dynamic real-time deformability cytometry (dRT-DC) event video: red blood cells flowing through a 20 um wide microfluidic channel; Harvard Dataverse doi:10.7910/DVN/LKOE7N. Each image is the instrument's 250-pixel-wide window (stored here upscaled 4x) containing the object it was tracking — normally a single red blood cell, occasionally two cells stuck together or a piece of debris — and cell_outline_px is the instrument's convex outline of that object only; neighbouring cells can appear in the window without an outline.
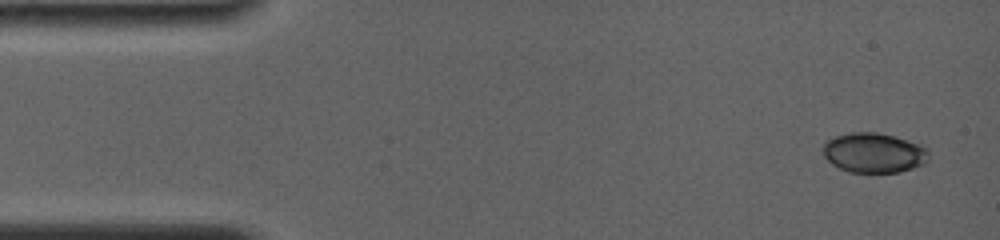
{"species": "common noctule bat (a hibernating species)", "species_latin": "Nyctalus noctula", "temperature_condition": "room temperature", "stored_images_in_passage": 7, "camera_frame_rate_fps": 4000, "um_per_image_px": 0.085, "animal": {"sex": "female", "body_mass_g": 19.0, "forearm_length_mm": 56.7}, "frame": {"image": 1, "passage_image": 1, "time_ms": 0.0, "image_size_px": [1000, 240], "cell_outline_px": [[928, 160], [924, 164], [900, 172], [848, 172], [832, 164], [824, 156], [820, 148], [824, 140], [836, 136], [852, 132], [876, 132], [892, 136], [920, 144], [928, 148]], "centroid_in_image_um": [74.24, 12.98], "position_along_channel_um": 10.8, "area_um2": 24.74}}
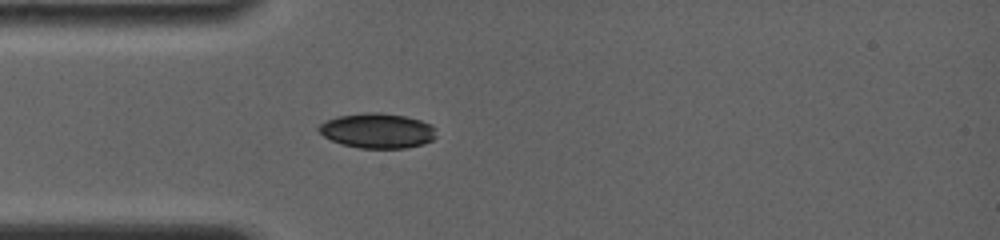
{"frame": {"image": 2, "passage_image": 5, "time_ms": 3.75, "image_size_px": [1000, 240], "cell_outline_px": [[436, 136], [432, 140], [424, 144], [404, 148], [360, 148], [344, 144], [332, 140], [324, 136], [316, 128], [320, 124], [336, 116], [368, 112], [380, 112], [404, 116], [420, 120], [432, 124], [436, 128]], "centroid_in_image_um": [32.11, 11.1], "position_along_channel_um": 52.9, "area_um2": 23.93}}
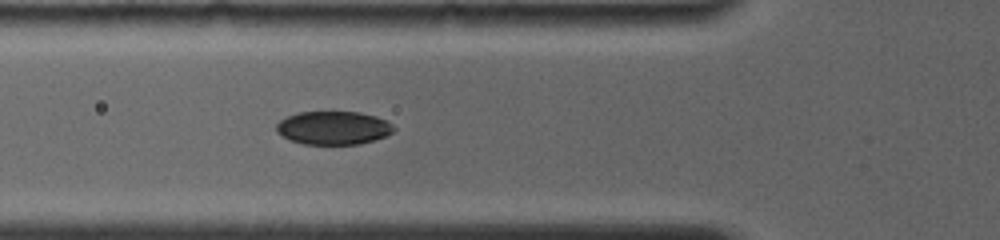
{"frame": {"image": 3, "passage_image": 7, "time_ms": 5.0, "image_size_px": [1000, 240], "cell_outline_px": [[396, 128], [392, 132], [384, 136], [360, 144], [304, 144], [292, 140], [276, 132], [276, 124], [280, 120], [288, 116], [300, 112], [360, 112], [376, 116], [388, 120]], "centroid_in_image_um": [28.36, 10.86], "position_along_channel_um": 97.4, "area_um2": 22.72}}